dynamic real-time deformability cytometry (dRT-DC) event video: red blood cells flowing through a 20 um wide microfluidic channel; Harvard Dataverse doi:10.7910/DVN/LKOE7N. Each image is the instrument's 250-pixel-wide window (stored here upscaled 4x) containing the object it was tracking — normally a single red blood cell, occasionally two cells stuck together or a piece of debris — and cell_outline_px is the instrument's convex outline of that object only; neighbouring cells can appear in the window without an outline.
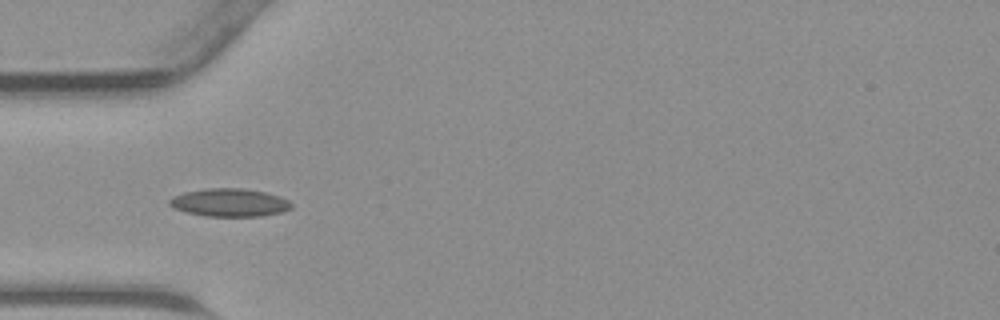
{"species": "common noctule bat (a hibernating species)", "species_latin": "Nyctalus noctula", "temperature_condition": "warm", "stored_images_in_passage": 17, "camera_frame_rate_fps": 3000, "um_per_image_px": 0.085, "animal": {"sex": "male", "body_mass_g": 23.1, "forearm_length_mm": 52.7}, "frame": {"image": 1, "passage_image": 3, "time_ms": 0.667, "image_size_px": [1000, 320], "cell_outline_px": [[292, 208], [284, 212], [260, 216], [204, 216], [172, 208], [168, 204], [168, 200], [172, 196], [184, 192], [204, 188], [244, 188], [264, 192], [280, 196], [288, 200], [292, 204]], "centroid_in_image_um": [19.5, 17.21], "position_along_channel_um": 65.5, "area_um2": 20.11}}